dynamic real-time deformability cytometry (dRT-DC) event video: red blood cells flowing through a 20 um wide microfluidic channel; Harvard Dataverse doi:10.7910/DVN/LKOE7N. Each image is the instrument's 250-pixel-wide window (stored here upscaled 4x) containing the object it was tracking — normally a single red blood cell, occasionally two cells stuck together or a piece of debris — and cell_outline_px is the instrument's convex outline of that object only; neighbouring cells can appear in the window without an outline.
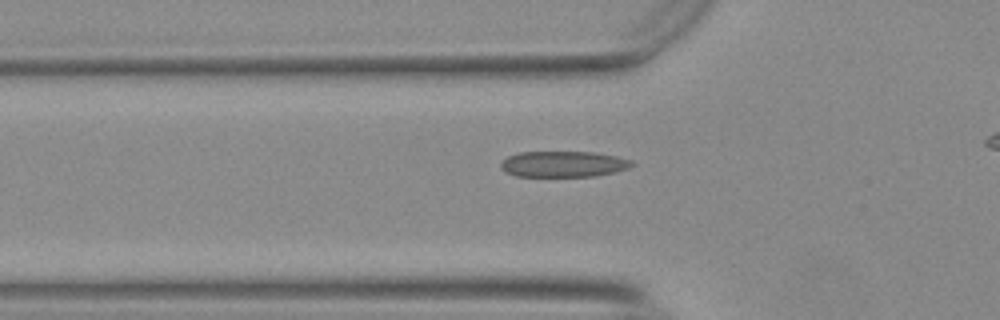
{"species": "Egyptian fruit bat (a non-hibernating species)", "species_latin": "Rousettus aegyptiacus", "temperature_condition": "warm", "stored_images_in_passage": 36, "camera_frame_rate_fps": 3000, "um_per_image_px": 0.085, "animal": {"sex": "female"}, "frame": {"image": 1, "passage_image": 7, "time_ms": 2.0, "image_size_px": [1000, 320], "cell_outline_px": [[636, 164], [628, 168], [616, 172], [596, 176], [516, 176], [504, 172], [500, 168], [500, 164], [508, 156], [520, 152], [592, 152], [616, 156], [632, 160]], "centroid_in_image_um": [47.9, 13.95], "position_along_channel_um": 77.9, "area_um2": 19.88}}
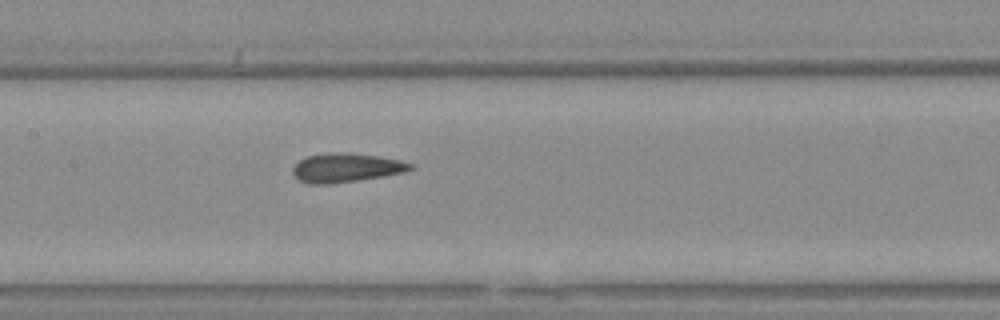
{"frame": {"image": 2, "passage_image": 15, "time_ms": 4.667, "image_size_px": [1000, 320], "cell_outline_px": [[416, 168], [404, 172], [384, 176], [328, 184], [312, 184], [300, 180], [292, 172], [292, 168], [300, 160], [308, 156], [340, 152], [376, 156], [400, 160], [416, 164]], "centroid_in_image_um": [29.48, 14.26], "position_along_channel_um": 177.9, "area_um2": 19.54}}
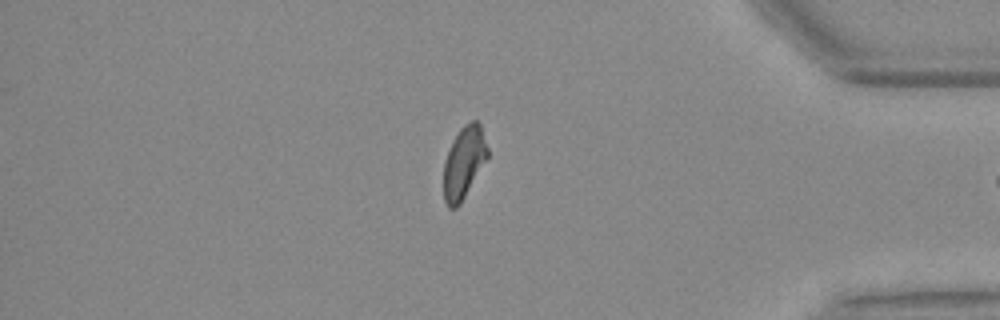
{"frame": {"image": 3, "passage_image": 35, "time_ms": 11.333, "image_size_px": [1000, 320], "cell_outline_px": [[488, 156], [460, 204], [456, 208], [448, 208], [444, 200], [444, 160], [452, 140], [460, 128], [464, 124], [472, 120], [476, 120], [480, 124], [488, 148]], "centroid_in_image_um": [39.41, 13.79], "position_along_channel_um": 395.8, "area_um2": 18.32}}